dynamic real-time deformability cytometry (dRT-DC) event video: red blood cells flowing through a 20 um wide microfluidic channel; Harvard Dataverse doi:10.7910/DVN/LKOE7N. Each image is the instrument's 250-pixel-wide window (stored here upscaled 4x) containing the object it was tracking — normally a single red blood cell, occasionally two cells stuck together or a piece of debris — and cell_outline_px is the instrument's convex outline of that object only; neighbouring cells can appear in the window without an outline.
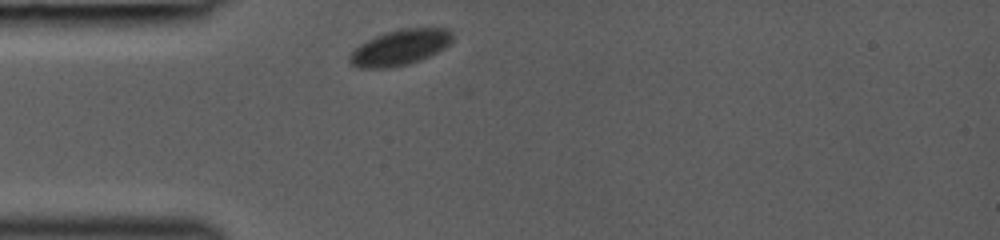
{"species": "common noctule bat (a hibernating species)", "species_latin": "Nyctalus noctula", "temperature_condition": "room temperature", "stored_images_in_passage": 29, "camera_frame_rate_fps": 3000, "um_per_image_px": 0.085, "animal": {"sex": "female", "body_mass_g": 19.0, "forearm_length_mm": 53.3}, "frame": {"image": 1, "passage_image": 1, "time_ms": 0.0, "image_size_px": [1000, 240], "cell_outline_px": [[452, 40], [444, 48], [420, 60], [408, 64], [388, 68], [356, 68], [348, 60], [348, 56], [360, 44], [376, 36], [388, 32], [404, 28], [444, 28], [452, 32]], "centroid_in_image_um": [33.98, 4.05], "position_along_channel_um": 51.0, "area_um2": 21.04}}
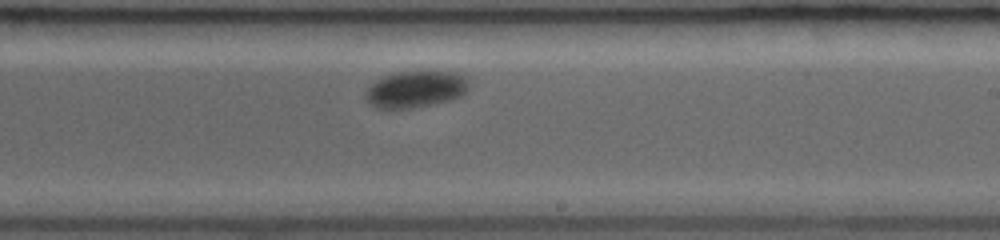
{"frame": {"image": 2, "passage_image": 17, "time_ms": 5.333, "image_size_px": [1000, 240], "cell_outline_px": [[472, 80], [468, 88], [460, 96], [452, 100], [412, 108], [376, 108], [368, 104], [364, 96], [364, 92], [376, 80], [384, 76], [396, 72], [456, 72]], "centroid_in_image_um": [35.33, 7.59], "position_along_channel_um": 253.7, "area_um2": 22.2}}
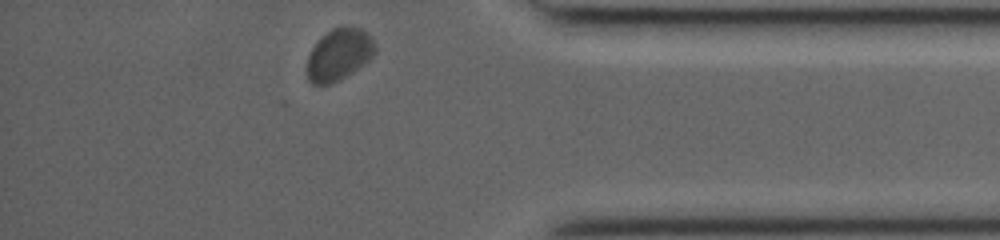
{"frame": {"image": 3, "passage_image": 29, "time_ms": 9.333, "image_size_px": [1000, 240], "cell_outline_px": [[376, 52], [364, 64], [352, 72], [328, 84], [312, 84], [308, 80], [308, 56], [312, 48], [332, 28], [360, 28], [368, 32], [372, 36], [376, 44]], "centroid_in_image_um": [28.86, 4.63], "position_along_channel_um": 406.3, "area_um2": 20.0}}